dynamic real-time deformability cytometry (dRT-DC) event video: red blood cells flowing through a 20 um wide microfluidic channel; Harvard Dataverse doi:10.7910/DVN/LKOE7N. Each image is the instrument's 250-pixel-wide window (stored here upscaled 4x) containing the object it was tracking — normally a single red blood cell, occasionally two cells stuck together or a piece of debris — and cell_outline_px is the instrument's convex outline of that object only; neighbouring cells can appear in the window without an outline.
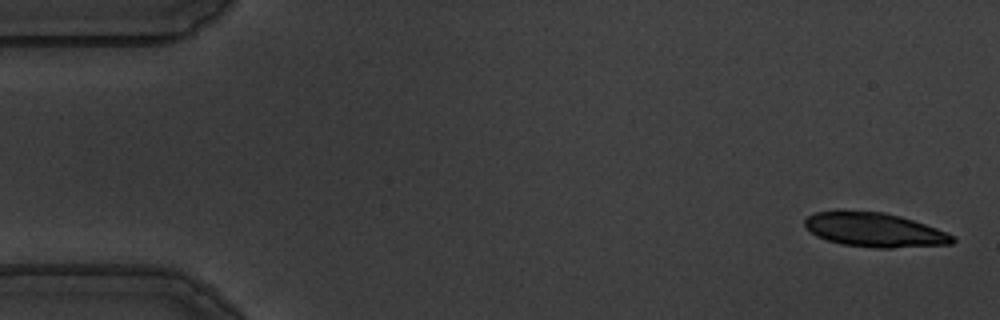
{"species": "common noctule bat (a hibernating species)", "species_latin": "Nyctalus noctula", "temperature_condition": "warm", "stored_images_in_passage": 54, "camera_frame_rate_fps": 3000, "um_per_image_px": 0.085, "animal": {"sex": "male", "body_mass_g": 19.5, "forearm_length_mm": 54.6}, "frame": {"image": 1, "passage_image": 1, "time_ms": 0.0, "image_size_px": [1000, 320], "cell_outline_px": [[956, 240], [952, 244], [892, 248], [876, 248], [844, 244], [828, 240], [816, 236], [804, 224], [804, 220], [808, 216], [816, 212], [836, 208], [840, 208], [884, 212], [900, 216], [936, 228], [956, 236]], "centroid_in_image_um": [74.31, 19.5], "position_along_channel_um": 10.7, "area_um2": 29.94}}
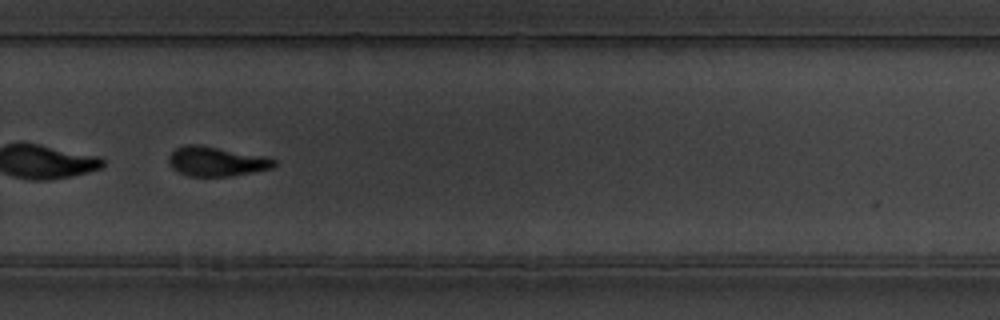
{"frame": {"image": 2, "passage_image": 37, "time_ms": 12.0, "image_size_px": [1000, 320], "cell_outline_px": [[276, 164], [272, 168], [252, 172], [228, 176], [192, 176], [180, 172], [172, 168], [168, 160], [168, 156], [176, 148], [184, 144], [196, 144], [264, 156], [276, 160]], "centroid_in_image_um": [18.37, 13.71], "position_along_channel_um": 311.4, "area_um2": 17.86}, "authors_computed_cell_mechanics": {"area_um2": 20.23, "velocity_mm_per_s": 3.6246, "shape_relaxation_time_tau1_ms": 4.325, "shape_relaxation_time_tau2_ms": 3.2968, "deformation_change_tau1": 0.215, "deformation_change_tau2": 0.1203}}